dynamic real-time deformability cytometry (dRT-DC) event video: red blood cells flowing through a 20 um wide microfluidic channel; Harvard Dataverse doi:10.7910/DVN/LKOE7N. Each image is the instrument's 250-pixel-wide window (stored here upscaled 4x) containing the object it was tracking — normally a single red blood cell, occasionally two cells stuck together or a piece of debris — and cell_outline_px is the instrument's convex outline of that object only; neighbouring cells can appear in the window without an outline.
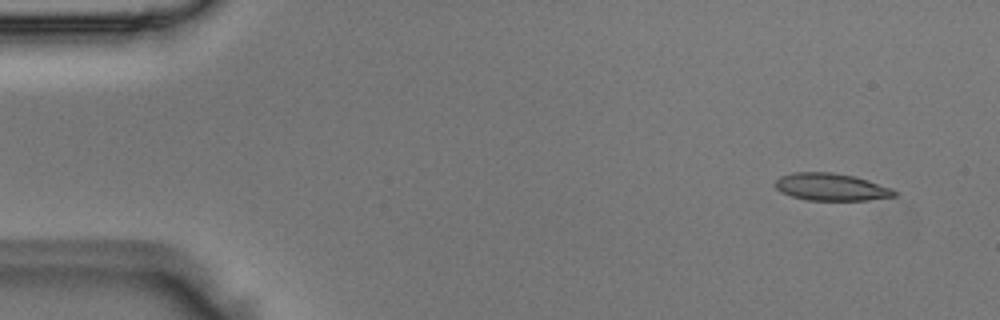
{"species": "Egyptian fruit bat (a non-hibernating species)", "species_latin": "Rousettus aegyptiacus", "temperature_condition": "room temperature", "stored_images_in_passage": 5, "camera_frame_rate_fps": 3000, "um_per_image_px": 0.085, "animal": {"sex": "male"}, "frame": {"image": 1, "passage_image": 1, "time_ms": 0.0, "image_size_px": [1000, 320], "cell_outline_px": [[896, 196], [868, 200], [808, 200], [792, 196], [780, 192], [776, 188], [776, 180], [780, 176], [792, 172], [832, 172], [852, 176], [868, 180], [892, 188], [896, 192]], "centroid_in_image_um": [70.64, 15.89], "position_along_channel_um": 14.4, "area_um2": 18.9}}